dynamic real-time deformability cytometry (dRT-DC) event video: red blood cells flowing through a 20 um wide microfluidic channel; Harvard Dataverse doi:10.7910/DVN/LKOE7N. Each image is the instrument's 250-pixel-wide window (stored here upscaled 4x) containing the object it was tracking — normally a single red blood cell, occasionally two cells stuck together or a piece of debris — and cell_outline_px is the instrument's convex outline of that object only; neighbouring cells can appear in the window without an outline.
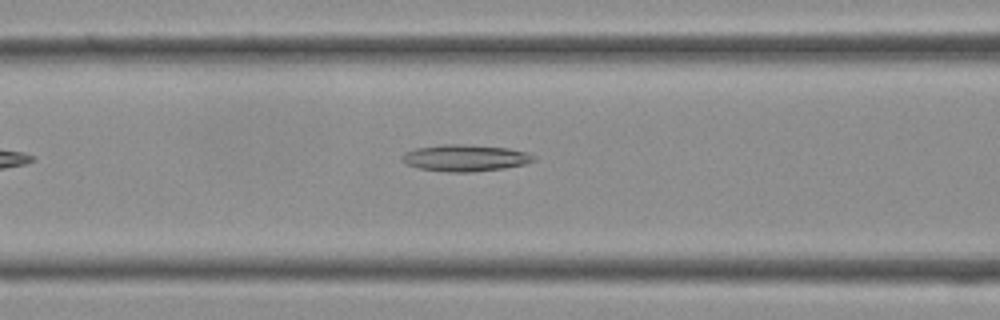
{"species": "Egyptian fruit bat (a non-hibernating species)", "species_latin": "Rousettus aegyptiacus", "temperature_condition": "cold", "stored_images_in_passage": 28, "camera_frame_rate_fps": 3000, "um_per_image_px": 0.085, "frame": {"image": 1, "passage_image": 6, "time_ms": 1.667, "image_size_px": [1000, 320], "cell_outline_px": [[536, 160], [524, 164], [504, 168], [472, 172], [448, 172], [420, 168], [408, 164], [400, 156], [404, 152], [416, 148], [444, 144], [464, 144], [508, 148], [524, 152], [536, 156]], "centroid_in_image_um": [39.55, 13.42], "position_along_channel_um": 127.1, "area_um2": 20.29}}
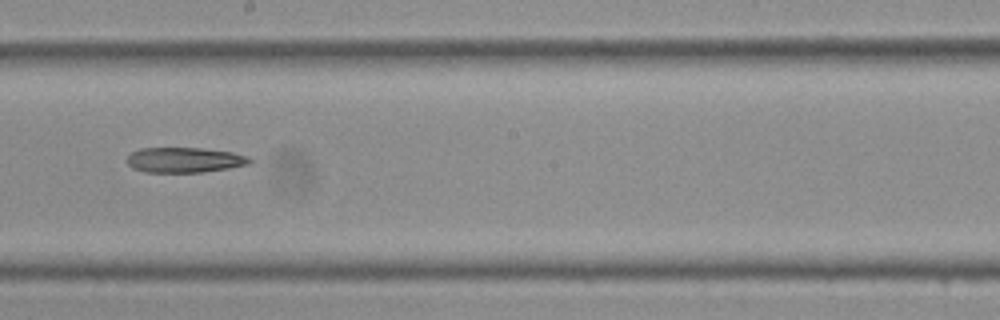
{"frame": {"image": 2, "passage_image": 12, "time_ms": 3.667, "image_size_px": [1000, 320], "cell_outline_px": [[252, 160], [248, 164], [228, 168], [204, 172], [144, 172], [132, 168], [128, 164], [128, 156], [132, 152], [140, 148], [200, 148], [232, 152], [248, 156]], "centroid_in_image_um": [15.67, 13.6], "position_along_channel_um": 232.5, "area_um2": 17.92}}
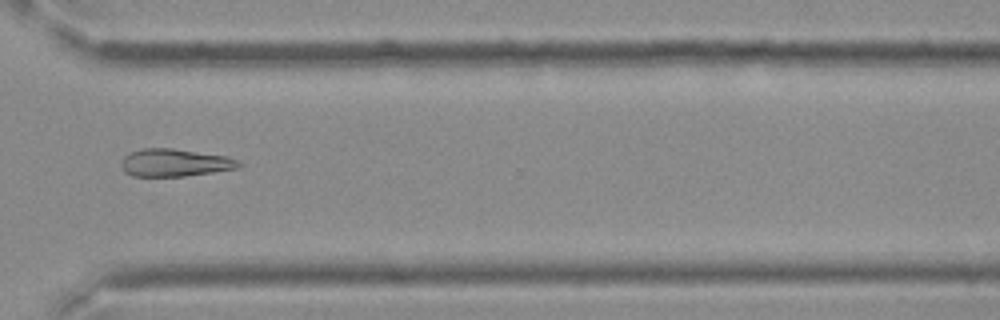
{"frame": {"image": 3, "passage_image": 19, "time_ms": 6.0, "image_size_px": [1000, 320], "cell_outline_px": [[244, 164], [236, 168], [212, 172], [184, 176], [132, 176], [124, 172], [120, 164], [120, 160], [124, 156], [132, 152], [144, 148], [172, 148], [228, 156]], "centroid_in_image_um": [14.83, 13.83], "position_along_channel_um": 355.8, "area_um2": 18.9}}